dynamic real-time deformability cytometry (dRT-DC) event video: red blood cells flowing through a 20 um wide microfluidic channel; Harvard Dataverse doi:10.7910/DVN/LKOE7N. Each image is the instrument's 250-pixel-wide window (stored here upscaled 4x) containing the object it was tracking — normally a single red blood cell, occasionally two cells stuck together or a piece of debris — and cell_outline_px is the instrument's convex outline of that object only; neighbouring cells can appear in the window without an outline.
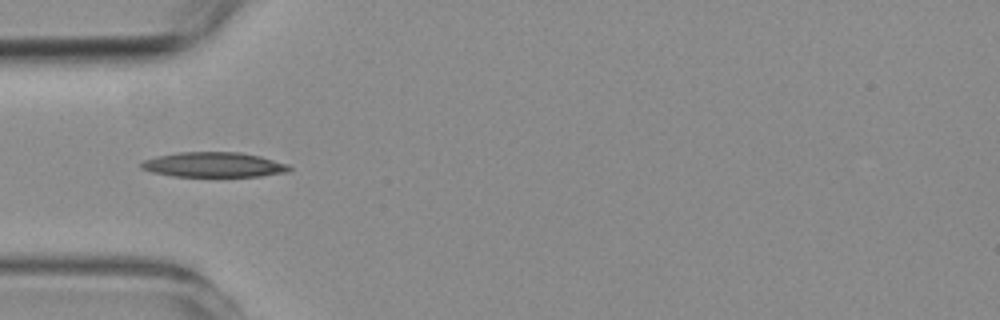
{"species": "common noctule bat (a hibernating species)", "species_latin": "Nyctalus noctula", "temperature_condition": "room temperature", "stored_images_in_passage": 6, "camera_frame_rate_fps": 3000, "um_per_image_px": 0.085, "animal": {"sex": "female", "body_mass_g": 19.3, "forearm_length_mm": 54.1}, "frame": {"image": 1, "passage_image": 1, "time_ms": 0.0, "image_size_px": [1000, 320], "cell_outline_px": [[292, 168], [288, 172], [260, 176], [172, 176], [152, 172], [140, 168], [140, 164], [144, 160], [156, 156], [180, 152], [240, 152], [260, 156], [292, 164]], "centroid_in_image_um": [18.21, 14.0], "position_along_channel_um": 66.8, "area_um2": 21.68}}
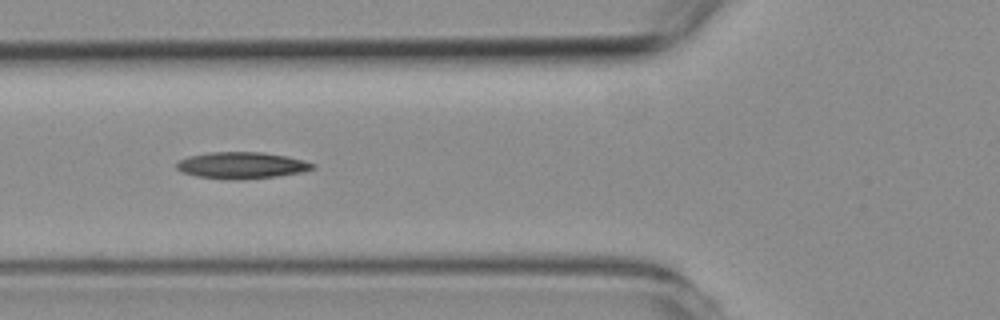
{"frame": {"image": 2, "passage_image": 4, "time_ms": 1.0, "image_size_px": [1000, 320], "cell_outline_px": [[316, 168], [300, 172], [276, 176], [236, 180], [232, 180], [196, 176], [180, 172], [176, 168], [176, 164], [180, 160], [188, 156], [208, 152], [264, 152], [288, 156], [304, 160], [316, 164]], "centroid_in_image_um": [20.54, 14.05], "position_along_channel_um": 105.3, "area_um2": 21.21}}